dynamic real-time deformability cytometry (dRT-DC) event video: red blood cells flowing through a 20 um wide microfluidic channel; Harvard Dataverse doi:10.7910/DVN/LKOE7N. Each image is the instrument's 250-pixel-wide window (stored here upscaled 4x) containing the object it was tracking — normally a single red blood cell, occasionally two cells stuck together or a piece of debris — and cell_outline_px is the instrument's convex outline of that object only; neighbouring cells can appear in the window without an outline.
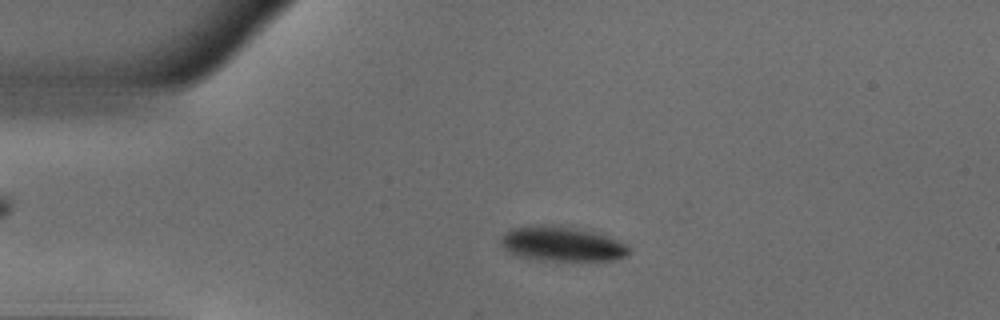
{"species": "common noctule bat (a hibernating species)", "species_latin": "Nyctalus noctula", "temperature_condition": "warm", "stored_images_in_passage": 50, "camera_frame_rate_fps": 3000, "um_per_image_px": 0.085, "animal": {"sex": "male", "body_mass_g": 18.8}, "frame": {"image": 1, "passage_image": 10, "time_ms": 3.0, "image_size_px": [1000, 320], "cell_outline_px": [[628, 256], [612, 260], [540, 260], [520, 256], [508, 252], [500, 244], [500, 240], [504, 232], [512, 228], [536, 224], [560, 224], [596, 232], [620, 240], [628, 248]], "centroid_in_image_um": [47.74, 20.7], "position_along_channel_um": 37.3, "area_um2": 26.24}}
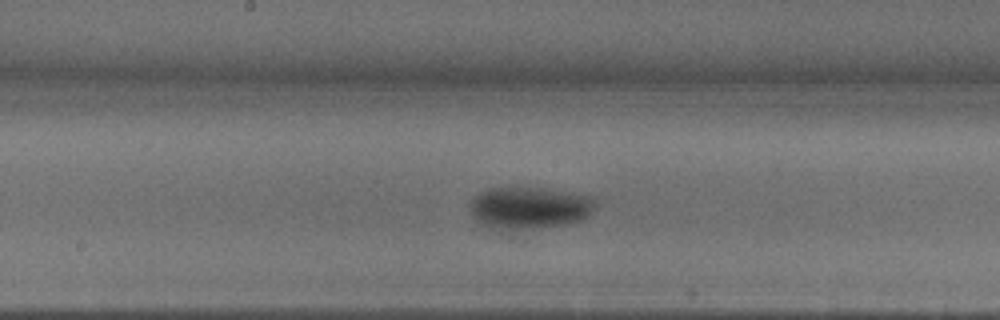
{"frame": {"image": 2, "passage_image": 25, "time_ms": 8.0, "image_size_px": [1000, 320], "cell_outline_px": [[596, 200], [592, 212], [588, 216], [580, 220], [568, 224], [500, 232], [488, 228], [476, 220], [472, 216], [472, 200], [480, 192], [488, 188], [540, 188], [592, 196]], "centroid_in_image_um": [44.98, 17.7], "position_along_channel_um": 203.2, "area_um2": 30.87}}
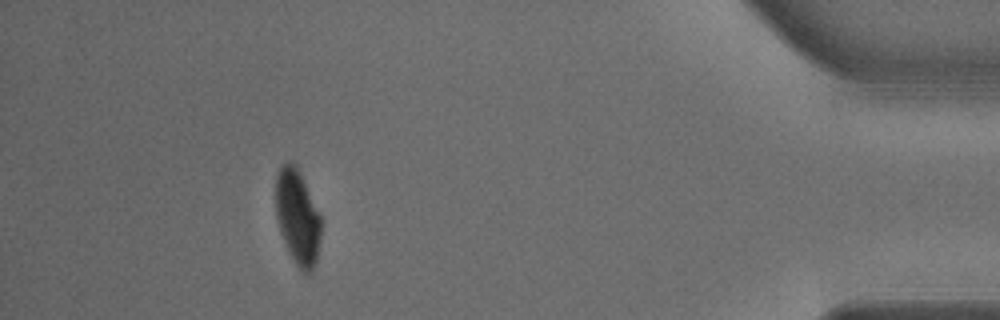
{"frame": {"image": 3, "passage_image": 45, "time_ms": 14.667, "image_size_px": [1000, 320], "cell_outline_px": [[320, 240], [316, 260], [312, 268], [308, 272], [304, 272], [296, 264], [288, 252], [280, 232], [276, 220], [276, 172], [288, 160], [296, 164], [300, 172], [320, 216]], "centroid_in_image_um": [25.26, 18.42], "position_along_channel_um": 409.9, "area_um2": 24.8}, "authors_computed_cell_mechanics": {"area_um2": 28.7266, "velocity_mm_per_s": 3.9475, "shape_relaxation_time_tau1_ms": 6.2029, "shape_relaxation_time_tau2_ms": null, "deformation_change_tau1": 0.1823, "deformation_change_tau2": null}}